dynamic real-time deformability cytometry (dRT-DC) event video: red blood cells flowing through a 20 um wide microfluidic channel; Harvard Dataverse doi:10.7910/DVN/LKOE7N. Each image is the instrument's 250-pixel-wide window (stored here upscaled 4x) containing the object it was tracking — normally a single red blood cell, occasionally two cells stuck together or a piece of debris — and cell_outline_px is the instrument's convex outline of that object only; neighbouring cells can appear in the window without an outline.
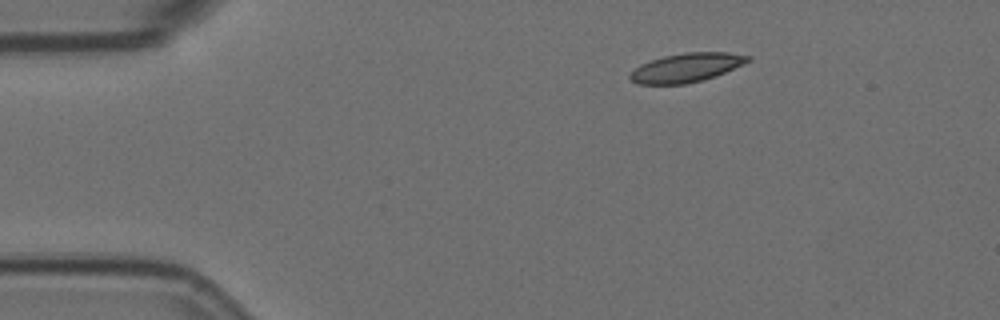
{"species": "Egyptian fruit bat (a non-hibernating species)", "species_latin": "Rousettus aegyptiacus", "temperature_condition": "room temperature", "stored_images_in_passage": 2, "camera_frame_rate_fps": 3000, "um_per_image_px": 0.085, "animal": {"sex": "female"}, "frame": {"image": 1, "passage_image": 1, "time_ms": 0.0, "image_size_px": [1000, 320], "cell_outline_px": [[752, 60], [716, 76], [704, 80], [684, 84], [636, 84], [628, 76], [640, 64], [664, 56], [684, 52], [728, 52], [752, 56]], "centroid_in_image_um": [58.38, 5.74], "position_along_channel_um": 26.6, "area_um2": 19.88}}